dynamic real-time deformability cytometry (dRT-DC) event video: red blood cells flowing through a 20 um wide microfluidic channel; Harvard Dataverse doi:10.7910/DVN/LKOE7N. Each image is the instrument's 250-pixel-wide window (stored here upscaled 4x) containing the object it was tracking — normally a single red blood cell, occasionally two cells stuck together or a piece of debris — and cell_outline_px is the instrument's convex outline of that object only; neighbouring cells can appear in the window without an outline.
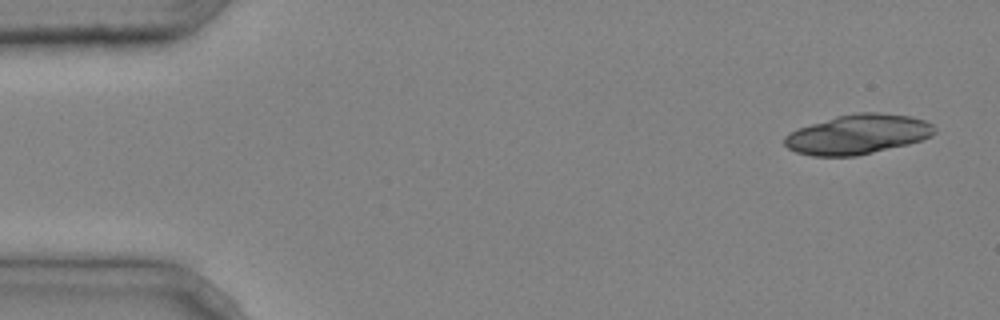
{"species": "common noctule bat (a hibernating species)", "species_latin": "Nyctalus noctula", "temperature_condition": "cold", "stored_images_in_passage": 4, "camera_frame_rate_fps": 3000, "um_per_image_px": 0.085, "animal": {"sex": "male", "body_mass_g": 20.4}, "frame": {"image": 1, "passage_image": 1, "time_ms": 0.0, "image_size_px": [1000, 320], "cell_outline_px": [[936, 132], [932, 136], [908, 144], [856, 156], [812, 156], [796, 152], [788, 148], [784, 144], [784, 136], [788, 132], [836, 116], [856, 112], [880, 112], [912, 116], [924, 120], [932, 124], [936, 128]], "centroid_in_image_um": [72.92, 11.41], "position_along_channel_um": 12.1, "area_um2": 34.74}}